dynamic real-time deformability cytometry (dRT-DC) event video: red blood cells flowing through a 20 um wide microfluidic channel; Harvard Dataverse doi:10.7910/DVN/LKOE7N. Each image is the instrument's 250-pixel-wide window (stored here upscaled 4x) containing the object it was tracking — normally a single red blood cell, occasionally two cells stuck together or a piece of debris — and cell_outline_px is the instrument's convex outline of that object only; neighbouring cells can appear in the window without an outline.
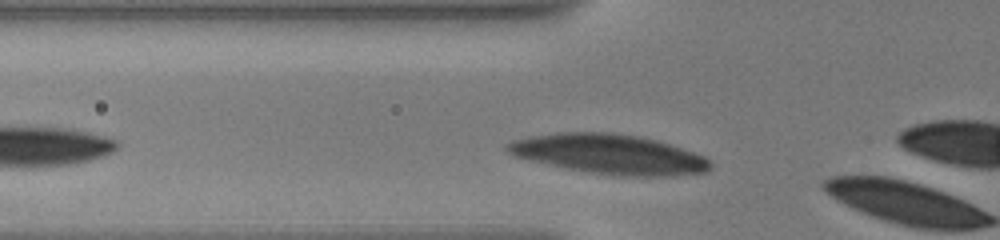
{"species": "human", "species_latin": "Homo sapiens", "temperature_condition": "warm", "stored_images_in_passage": 4, "camera_frame_rate_fps": 3000, "um_per_image_px": 0.085, "donor": {"sex": "male"}, "frame": {"image": 1, "passage_image": 3, "time_ms": 0.667, "image_size_px": [1000, 240], "cell_outline_px": [[712, 168], [708, 172], [664, 176], [616, 176], [588, 172], [528, 160], [512, 156], [504, 148], [512, 140], [528, 136], [560, 132], [612, 132], [640, 136], [656, 140], [704, 156], [712, 164]], "centroid_in_image_um": [51.75, 13.1], "position_along_channel_um": 74.0, "area_um2": 46.99}}